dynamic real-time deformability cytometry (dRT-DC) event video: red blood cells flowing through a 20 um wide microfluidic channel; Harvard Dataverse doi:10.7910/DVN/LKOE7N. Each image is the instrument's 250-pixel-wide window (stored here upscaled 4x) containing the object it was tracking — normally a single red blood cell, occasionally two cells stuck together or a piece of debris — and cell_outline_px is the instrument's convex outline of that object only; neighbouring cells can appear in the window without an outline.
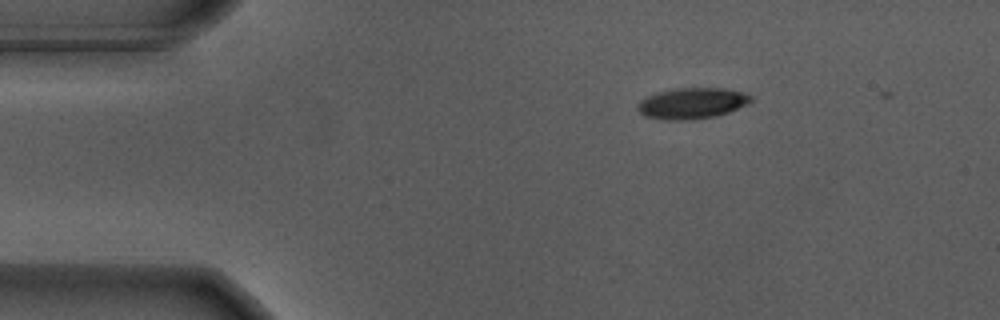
{"species": "Egyptian fruit bat (a non-hibernating species)", "species_latin": "Rousettus aegyptiacus", "temperature_condition": "warm", "stored_images_in_passage": 2, "camera_frame_rate_fps": 3000, "um_per_image_px": 0.085, "animal": {"sex": "male"}, "frame": {"image": 1, "passage_image": 1, "time_ms": 0.0, "image_size_px": [1000, 320], "cell_outline_px": [[752, 100], [748, 104], [728, 112], [716, 116], [684, 120], [668, 120], [644, 116], [636, 108], [636, 104], [640, 100], [656, 92], [676, 88], [724, 88], [740, 92], [752, 96]], "centroid_in_image_um": [58.79, 8.77], "position_along_channel_um": 26.2, "area_um2": 20.4}}